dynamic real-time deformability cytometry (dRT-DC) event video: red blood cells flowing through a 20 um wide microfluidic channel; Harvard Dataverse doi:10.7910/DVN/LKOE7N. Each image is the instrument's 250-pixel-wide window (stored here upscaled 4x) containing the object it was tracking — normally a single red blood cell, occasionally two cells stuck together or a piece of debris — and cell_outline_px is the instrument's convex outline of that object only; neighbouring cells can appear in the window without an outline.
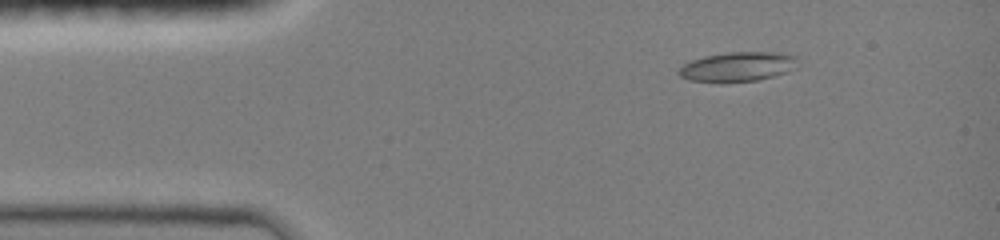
{"species": "common noctule bat (a hibernating species)", "species_latin": "Nyctalus noctula", "temperature_condition": "room temperature", "stored_images_in_passage": 16, "camera_frame_rate_fps": 3000, "um_per_image_px": 0.085, "animal": {"sex": "female", "body_mass_g": 19.0, "forearm_length_mm": 51.5}, "frame": {"image": 1, "passage_image": 1, "time_ms": 0.0, "image_size_px": [1000, 240], "cell_outline_px": [[796, 68], [772, 76], [756, 80], [688, 80], [680, 76], [680, 68], [684, 64], [692, 60], [704, 56], [728, 52], [780, 52], [796, 56]], "centroid_in_image_um": [62.74, 5.62], "position_along_channel_um": 22.3, "area_um2": 19.65}}
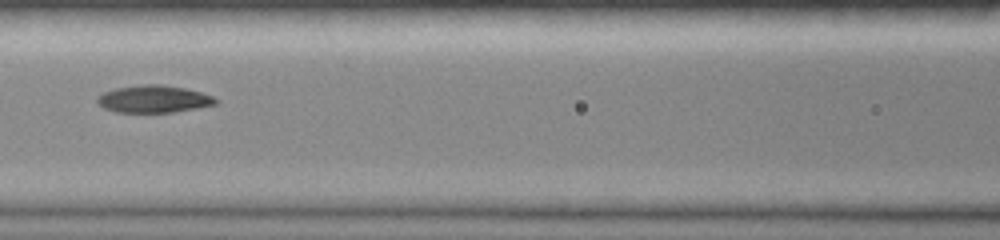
{"frame": {"image": 2, "passage_image": 10, "time_ms": 4.667, "image_size_px": [1000, 240], "cell_outline_px": [[216, 104], [196, 108], [172, 112], [116, 112], [104, 108], [96, 100], [96, 96], [104, 92], [116, 88], [140, 84], [160, 84], [184, 88], [200, 92], [212, 96], [216, 100]], "centroid_in_image_um": [13.02, 8.41], "position_along_channel_um": 153.6, "area_um2": 18.67}}
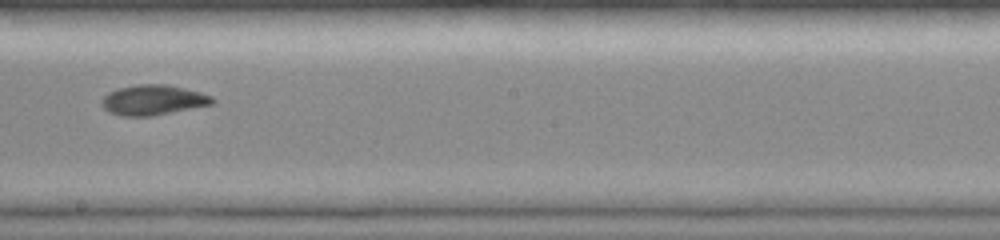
{"frame": {"image": 3, "passage_image": 14, "time_ms": 6.667, "image_size_px": [1000, 240], "cell_outline_px": [[216, 100], [212, 104], [152, 116], [124, 116], [108, 112], [100, 104], [100, 100], [108, 92], [120, 88], [136, 84], [168, 84], [200, 92], [212, 96]], "centroid_in_image_um": [12.99, 8.49], "position_along_channel_um": 235.2, "area_um2": 19.48}}